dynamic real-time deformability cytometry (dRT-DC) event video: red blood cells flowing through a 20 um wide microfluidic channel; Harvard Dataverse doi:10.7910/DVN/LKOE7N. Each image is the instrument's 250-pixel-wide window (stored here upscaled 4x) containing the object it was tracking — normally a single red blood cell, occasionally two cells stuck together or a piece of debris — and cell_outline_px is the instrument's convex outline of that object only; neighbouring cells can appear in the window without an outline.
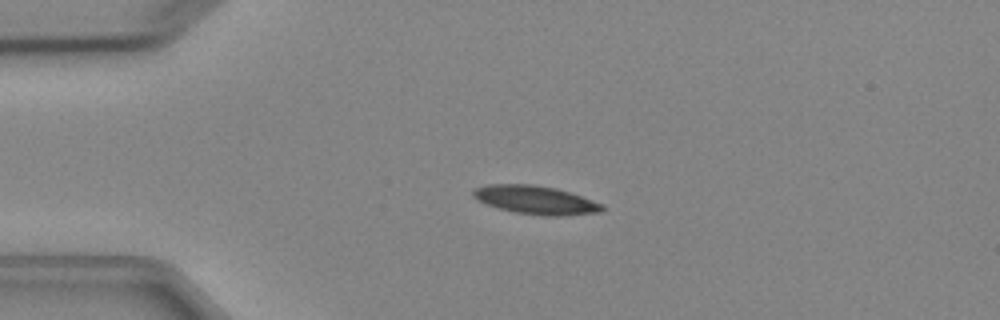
{"species": "Egyptian fruit bat (a non-hibernating species)", "species_latin": "Rousettus aegyptiacus", "temperature_condition": "cold", "stored_images_in_passage": 2, "camera_frame_rate_fps": 3000, "um_per_image_px": 0.085, "animal": {"sex": "female"}, "frame": {"image": 1, "passage_image": 1, "time_ms": 0.0, "image_size_px": [1000, 320], "cell_outline_px": [[604, 212], [560, 216], [544, 216], [516, 212], [500, 208], [476, 200], [472, 196], [472, 192], [476, 188], [488, 184], [532, 184], [556, 188], [604, 204]], "centroid_in_image_um": [45.55, 17.0], "position_along_channel_um": 39.5, "area_um2": 21.33}}